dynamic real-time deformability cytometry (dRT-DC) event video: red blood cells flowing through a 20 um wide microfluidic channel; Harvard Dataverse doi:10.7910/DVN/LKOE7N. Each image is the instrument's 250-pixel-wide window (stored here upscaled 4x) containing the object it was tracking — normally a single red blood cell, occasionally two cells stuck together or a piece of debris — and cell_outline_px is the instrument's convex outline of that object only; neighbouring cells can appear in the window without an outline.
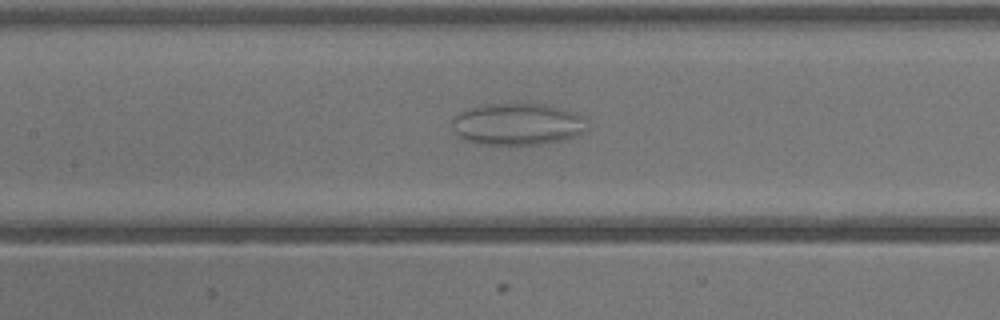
{"species": "common noctule bat (a hibernating species)", "species_latin": "Nyctalus noctula", "temperature_condition": "warm", "stored_images_in_passage": 42, "camera_frame_rate_fps": 3000, "um_per_image_px": 0.085, "animal": {"sex": "male", "body_mass_g": 13.3}, "frame": {"image": 1, "passage_image": 20, "time_ms": 6.333, "image_size_px": [1000, 320], "cell_outline_px": [[584, 132], [564, 140], [540, 144], [480, 144], [464, 140], [452, 128], [452, 120], [460, 112], [472, 108], [492, 104], [540, 104], [556, 108], [568, 112], [576, 116]], "centroid_in_image_um": [43.85, 10.58], "position_along_channel_um": 163.6, "area_um2": 31.56}}
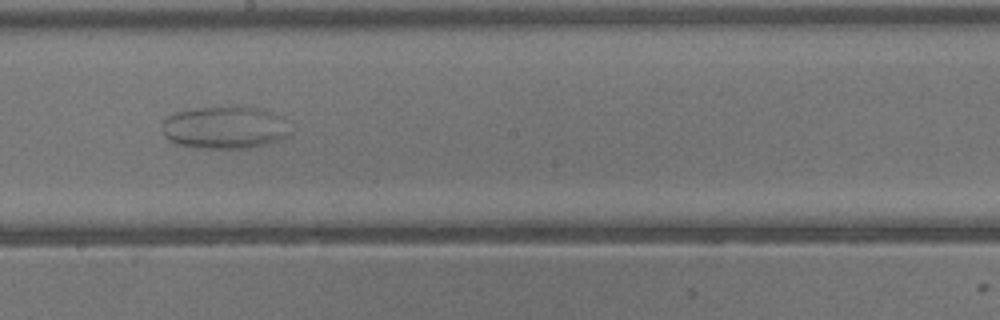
{"frame": {"image": 2, "passage_image": 24, "time_ms": 7.667, "image_size_px": [1000, 320], "cell_outline_px": [[288, 136], [280, 140], [268, 144], [248, 148], [192, 148], [176, 144], [168, 140], [164, 136], [164, 120], [168, 116], [176, 112], [200, 108], [260, 108], [268, 112]], "centroid_in_image_um": [18.92, 10.9], "position_along_channel_um": 229.3, "area_um2": 30.17}}
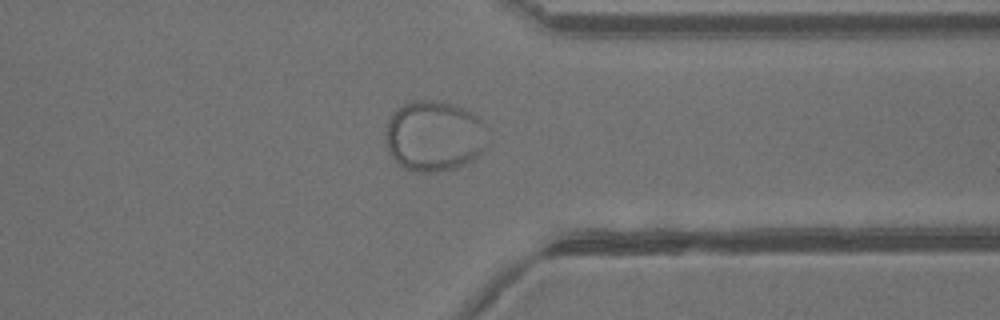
{"frame": {"image": 3, "passage_image": 33, "time_ms": 10.667, "image_size_px": [1000, 320], "cell_outline_px": [[480, 152], [472, 160], [456, 168], [432, 172], [408, 172], [400, 168], [388, 152], [384, 140], [384, 132], [388, 120], [392, 112], [396, 108], [412, 100], [444, 100], [464, 108], [472, 112], [480, 120]], "centroid_in_image_um": [36.73, 11.56], "position_along_channel_um": 374.7, "area_um2": 41.79}}